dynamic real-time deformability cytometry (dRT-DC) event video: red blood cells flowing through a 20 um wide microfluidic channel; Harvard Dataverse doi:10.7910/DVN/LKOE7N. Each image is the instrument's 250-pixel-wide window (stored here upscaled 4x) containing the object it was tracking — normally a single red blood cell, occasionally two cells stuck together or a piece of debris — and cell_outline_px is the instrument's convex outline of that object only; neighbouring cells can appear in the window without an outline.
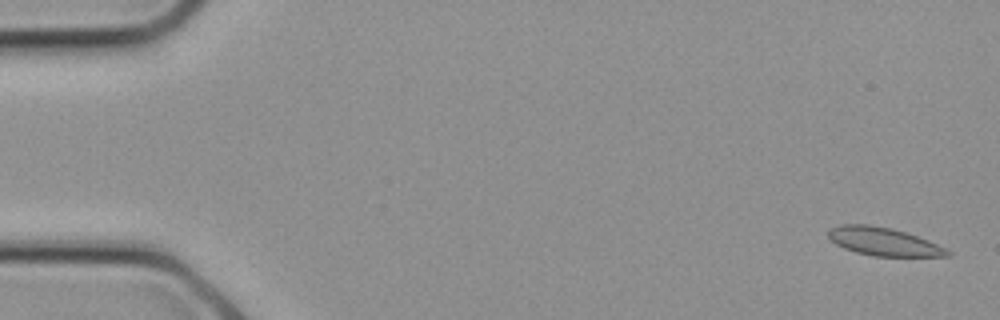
{"species": "common noctule bat (a hibernating species)", "species_latin": "Nyctalus noctula", "temperature_condition": "cold", "stored_images_in_passage": 13, "camera_frame_rate_fps": 3000, "um_per_image_px": 0.085, "animal": {"sex": "female", "body_mass_g": 21.9}, "frame": {"image": 1, "passage_image": 1, "time_ms": 0.0, "image_size_px": [1000, 320], "cell_outline_px": [[952, 256], [872, 256], [856, 252], [844, 248], [836, 244], [828, 236], [828, 232], [832, 228], [840, 224], [868, 224], [892, 228], [928, 240], [952, 252]], "centroid_in_image_um": [75.09, 20.53], "position_along_channel_um": 9.9, "area_um2": 19.36}}
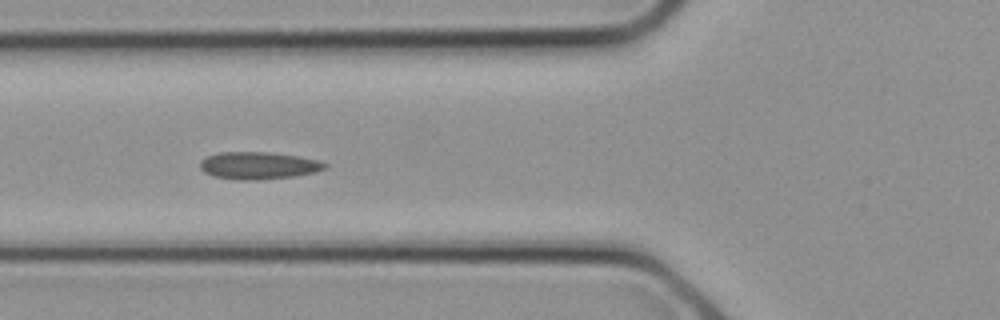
{"frame": {"image": 2, "passage_image": 10, "time_ms": 3.0, "image_size_px": [1000, 320], "cell_outline_px": [[328, 164], [324, 168], [316, 172], [292, 176], [260, 180], [240, 180], [212, 176], [204, 172], [200, 168], [200, 160], [208, 156], [220, 152], [272, 152], [300, 156], [316, 160]], "centroid_in_image_um": [21.94, 14.07], "position_along_channel_um": 103.9, "area_um2": 19.88}}
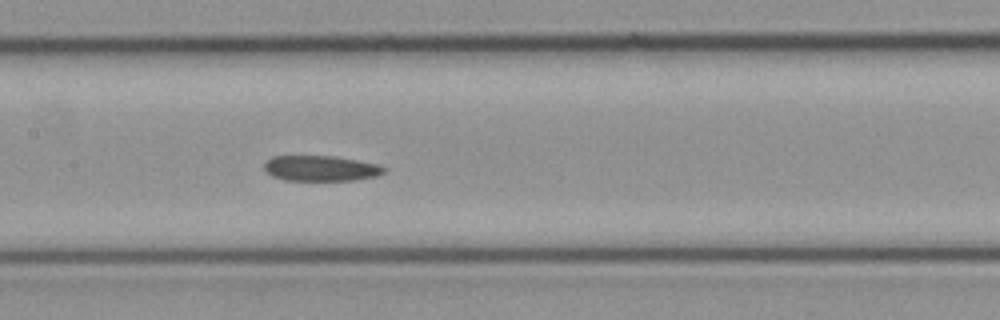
{"frame": {"image": 3, "passage_image": 13, "time_ms": 4.0, "image_size_px": [1000, 320], "cell_outline_px": [[384, 172], [376, 176], [352, 180], [284, 180], [272, 176], [264, 172], [264, 164], [272, 156], [336, 156], [380, 164], [384, 168]], "centroid_in_image_um": [27.24, 14.3], "position_along_channel_um": 180.2, "area_um2": 17.8}}